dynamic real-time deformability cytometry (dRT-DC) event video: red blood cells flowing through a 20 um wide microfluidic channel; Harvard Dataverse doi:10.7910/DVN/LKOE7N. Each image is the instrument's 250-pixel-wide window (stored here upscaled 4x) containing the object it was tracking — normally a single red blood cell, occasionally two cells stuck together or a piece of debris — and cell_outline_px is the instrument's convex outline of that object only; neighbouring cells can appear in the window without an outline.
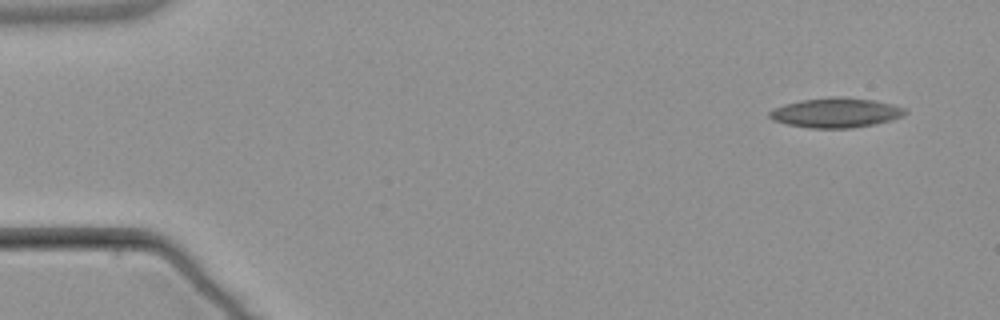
{"species": "common noctule bat (a hibernating species)", "species_latin": "Nyctalus noctula", "temperature_condition": "warm", "stored_images_in_passage": 3, "camera_frame_rate_fps": 3000, "um_per_image_px": 0.085, "animal": {"sex": "male", "body_mass_g": 21.5, "forearm_length_mm": 52.0}, "frame": {"image": 1, "passage_image": 1, "time_ms": 0.0, "image_size_px": [1000, 320], "cell_outline_px": [[908, 112], [904, 116], [892, 120], [876, 124], [852, 128], [808, 128], [788, 124], [772, 120], [768, 116], [768, 112], [772, 108], [784, 104], [800, 100], [844, 96], [876, 100], [908, 108]], "centroid_in_image_um": [71.09, 9.58], "position_along_channel_um": 13.9, "area_um2": 23.87}}